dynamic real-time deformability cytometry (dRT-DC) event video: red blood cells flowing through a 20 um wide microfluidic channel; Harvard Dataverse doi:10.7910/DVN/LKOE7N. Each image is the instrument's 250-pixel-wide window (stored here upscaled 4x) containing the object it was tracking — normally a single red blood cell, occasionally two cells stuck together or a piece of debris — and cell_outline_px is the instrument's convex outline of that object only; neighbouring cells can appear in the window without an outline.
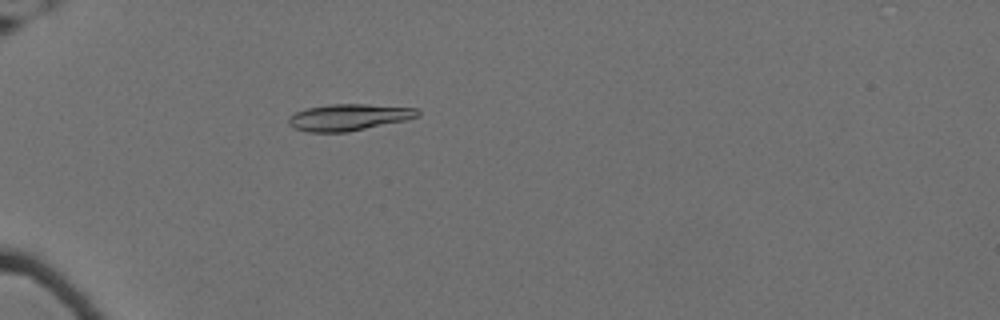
{"species": "Egyptian fruit bat (a non-hibernating species)", "species_latin": "Rousettus aegyptiacus", "temperature_condition": "cold", "stored_images_in_passage": 61, "camera_frame_rate_fps": 3000, "um_per_image_px": 0.085, "animal": {"sex": "female"}, "frame": {"image": 1, "passage_image": 21, "time_ms": 6.667, "image_size_px": [1000, 320], "cell_outline_px": [[420, 116], [408, 120], [348, 132], [308, 132], [296, 128], [288, 124], [288, 116], [296, 112], [308, 108], [332, 104], [368, 104], [416, 108], [420, 112]], "centroid_in_image_um": [29.68, 9.97], "position_along_channel_um": 55.3, "area_um2": 20.06}}
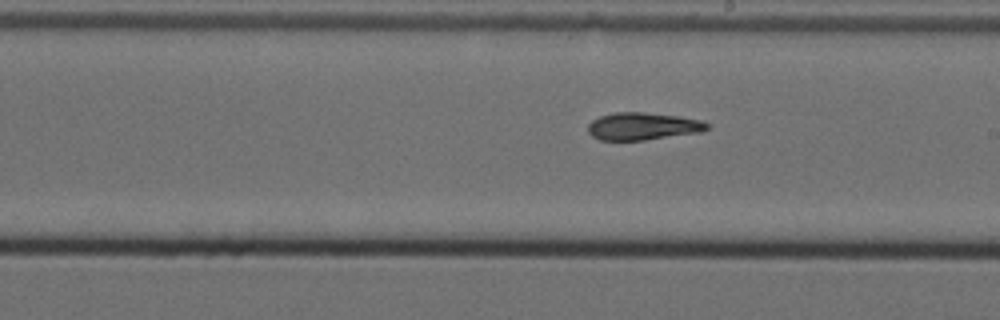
{"frame": {"image": 2, "passage_image": 38, "time_ms": 12.333, "image_size_px": [1000, 320], "cell_outline_px": [[708, 128], [700, 132], [644, 140], [600, 140], [592, 136], [588, 132], [588, 124], [592, 120], [600, 116], [616, 112], [644, 112], [680, 116], [700, 120], [708, 124]], "centroid_in_image_um": [54.61, 10.73], "position_along_channel_um": 234.4, "area_um2": 18.96}}
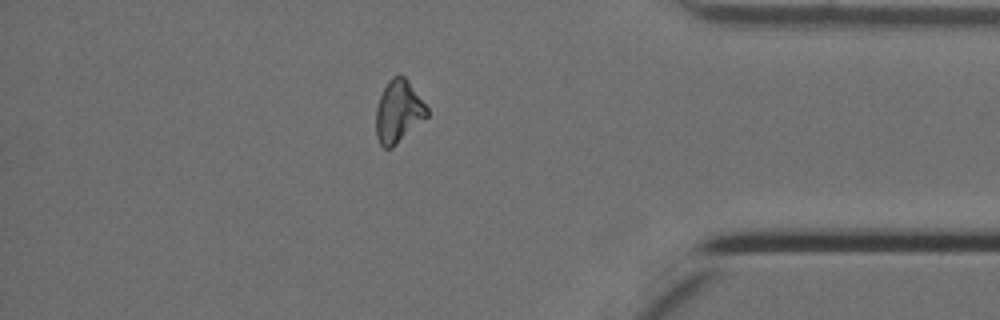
{"frame": {"image": 3, "passage_image": 54, "time_ms": 17.667, "image_size_px": [1000, 320], "cell_outline_px": [[428, 116], [392, 148], [384, 148], [380, 144], [376, 136], [376, 108], [380, 96], [388, 80], [392, 76], [404, 76], [408, 80], [428, 108]], "centroid_in_image_um": [33.86, 9.48], "position_along_channel_um": 401.3, "area_um2": 18.44}, "authors_computed_cell_mechanics": {"area_um2": 19.2474, "velocity_mm_per_s": 3.5128, "shape_relaxation_time_tau1_ms": 6.6723, "shape_relaxation_time_tau2_ms": 5.7081, "deformation_change_tau1": 0.1725, "deformation_change_tau2": 0.1175}}